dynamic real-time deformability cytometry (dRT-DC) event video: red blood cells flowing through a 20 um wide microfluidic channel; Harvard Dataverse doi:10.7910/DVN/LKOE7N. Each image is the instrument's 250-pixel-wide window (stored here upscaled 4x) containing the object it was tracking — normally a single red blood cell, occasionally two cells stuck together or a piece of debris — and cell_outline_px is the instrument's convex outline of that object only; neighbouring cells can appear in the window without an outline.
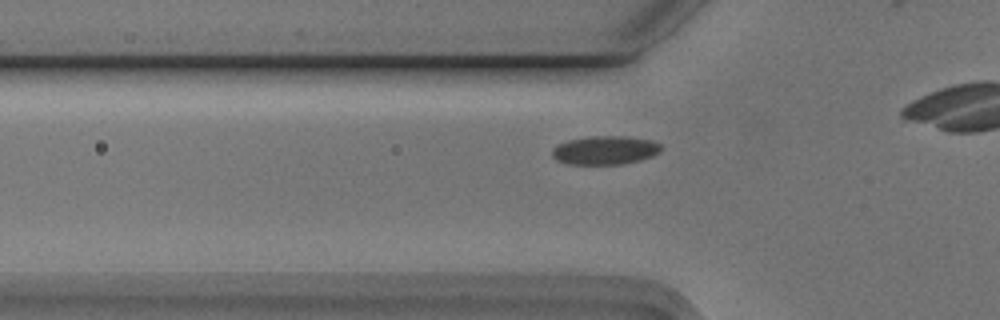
{"species": "Egyptian fruit bat (a non-hibernating species)", "species_latin": "Rousettus aegyptiacus", "temperature_condition": "cold", "stored_images_in_passage": 16, "camera_frame_rate_fps": 3000, "um_per_image_px": 0.085, "animal": {"sex": "male"}, "frame": {"image": 1, "passage_image": 10, "time_ms": 3.0, "image_size_px": [1000, 320], "cell_outline_px": [[660, 152], [652, 156], [640, 160], [620, 164], [568, 164], [556, 160], [552, 156], [552, 148], [556, 144], [568, 140], [592, 136], [628, 136], [652, 140], [660, 144]], "centroid_in_image_um": [51.4, 12.76], "position_along_channel_um": 74.4, "area_um2": 18.26}}
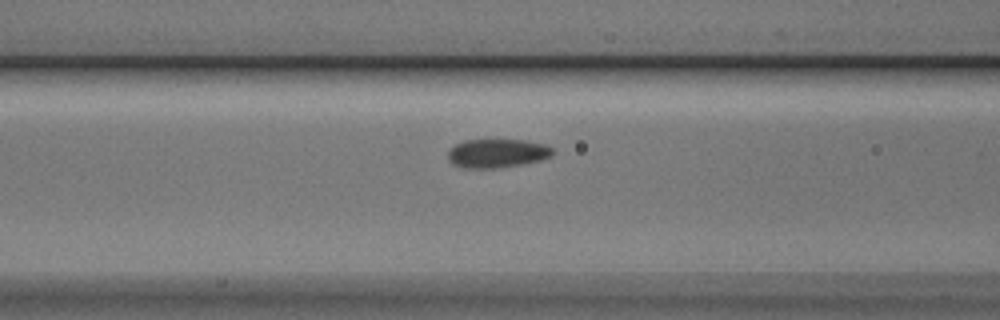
{"frame": {"image": 2, "passage_image": 14, "time_ms": 4.333, "image_size_px": [1000, 320], "cell_outline_px": [[556, 152], [552, 156], [540, 160], [500, 168], [464, 168], [452, 164], [448, 160], [448, 148], [464, 140], [528, 140], [544, 144], [552, 148]], "centroid_in_image_um": [42.25, 13.03], "position_along_channel_um": 124.4, "area_um2": 17.74}}